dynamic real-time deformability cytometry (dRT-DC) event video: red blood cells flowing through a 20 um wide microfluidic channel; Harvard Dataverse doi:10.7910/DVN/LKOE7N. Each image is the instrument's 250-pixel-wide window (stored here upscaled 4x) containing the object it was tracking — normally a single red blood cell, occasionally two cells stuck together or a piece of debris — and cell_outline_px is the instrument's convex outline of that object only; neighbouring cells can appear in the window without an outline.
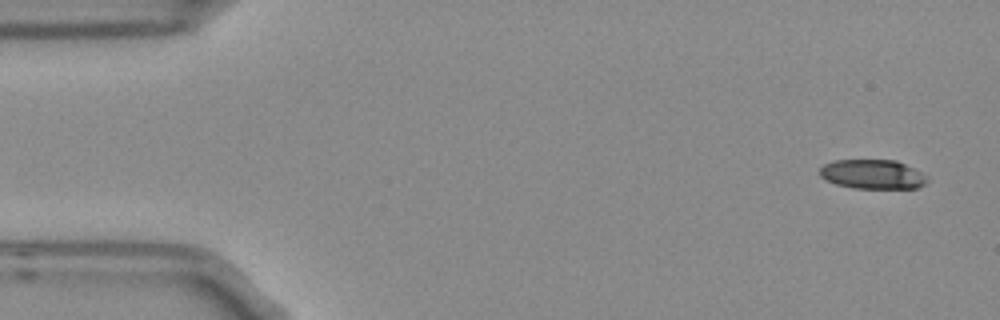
{"species": "Egyptian fruit bat (a non-hibernating species)", "species_latin": "Rousettus aegyptiacus", "temperature_condition": "room temperature", "stored_images_in_passage": 7, "camera_frame_rate_fps": 3000, "um_per_image_px": 0.085, "frame": {"image": 1, "passage_image": 1, "time_ms": 0.0, "image_size_px": [1000, 320], "cell_outline_px": [[928, 180], [924, 184], [916, 188], [852, 188], [836, 184], [820, 176], [820, 168], [824, 164], [832, 160], [896, 160], [920, 172]], "centroid_in_image_um": [74.13, 14.81], "position_along_channel_um": 10.9, "area_um2": 18.15}}
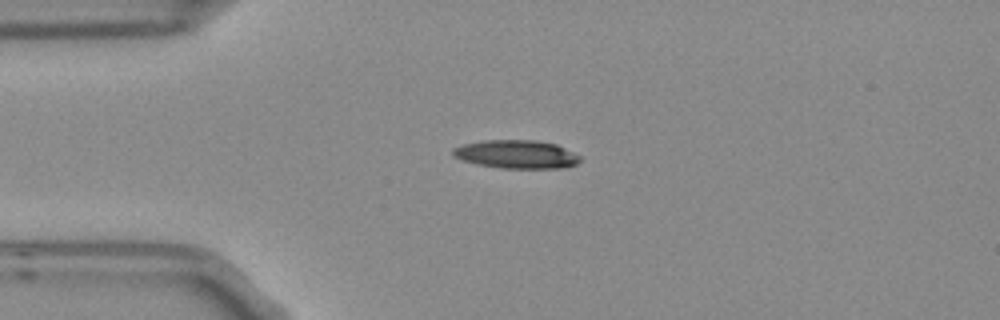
{"frame": {"image": 2, "passage_image": 3, "time_ms": 0.667, "image_size_px": [1000, 320], "cell_outline_px": [[580, 160], [576, 164], [564, 168], [500, 168], [476, 164], [460, 160], [452, 156], [452, 148], [464, 144], [484, 140], [536, 140], [556, 144], [580, 156]], "centroid_in_image_um": [43.86, 13.12], "position_along_channel_um": 41.1, "area_um2": 21.1}}